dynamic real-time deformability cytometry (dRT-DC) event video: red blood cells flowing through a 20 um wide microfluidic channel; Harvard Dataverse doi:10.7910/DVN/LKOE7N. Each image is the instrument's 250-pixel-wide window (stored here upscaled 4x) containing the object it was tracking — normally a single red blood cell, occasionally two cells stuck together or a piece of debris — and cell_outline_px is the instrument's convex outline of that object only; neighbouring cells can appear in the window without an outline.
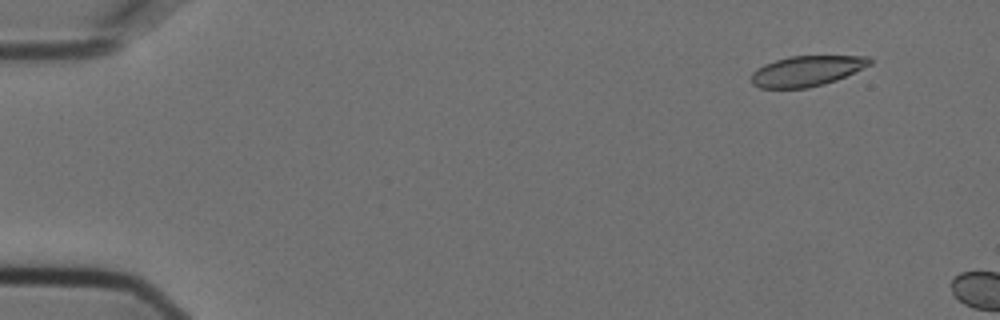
{"species": "Egyptian fruit bat (a non-hibernating species)", "species_latin": "Rousettus aegyptiacus", "temperature_condition": "cold", "stored_images_in_passage": 5, "camera_frame_rate_fps": 3000, "um_per_image_px": 0.085, "animal": {"sex": "female"}, "frame": {"image": 1, "passage_image": 3, "time_ms": 0.667, "image_size_px": [1000, 320], "cell_outline_px": [[872, 64], [836, 80], [824, 84], [808, 88], [760, 88], [752, 84], [752, 72], [756, 68], [764, 64], [788, 56], [868, 56], [872, 60]], "centroid_in_image_um": [68.56, 6.03], "position_along_channel_um": 16.4, "area_um2": 20.98}}